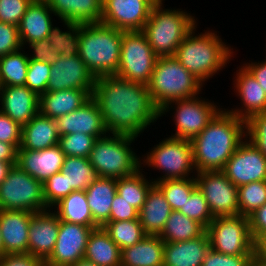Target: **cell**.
<instances>
[{"mask_svg": "<svg viewBox=\"0 0 266 266\" xmlns=\"http://www.w3.org/2000/svg\"><path fill=\"white\" fill-rule=\"evenodd\" d=\"M244 67L252 74V76L266 93V61L261 63L252 62V64H246Z\"/></svg>", "mask_w": 266, "mask_h": 266, "instance_id": "55", "label": "cell"}, {"mask_svg": "<svg viewBox=\"0 0 266 266\" xmlns=\"http://www.w3.org/2000/svg\"><path fill=\"white\" fill-rule=\"evenodd\" d=\"M22 49L18 27L0 22V57Z\"/></svg>", "mask_w": 266, "mask_h": 266, "instance_id": "48", "label": "cell"}, {"mask_svg": "<svg viewBox=\"0 0 266 266\" xmlns=\"http://www.w3.org/2000/svg\"><path fill=\"white\" fill-rule=\"evenodd\" d=\"M157 59L142 31H123L119 68L115 75L147 86Z\"/></svg>", "mask_w": 266, "mask_h": 266, "instance_id": "9", "label": "cell"}, {"mask_svg": "<svg viewBox=\"0 0 266 266\" xmlns=\"http://www.w3.org/2000/svg\"><path fill=\"white\" fill-rule=\"evenodd\" d=\"M196 173L197 188L208 202L214 218L239 215L238 187L221 170Z\"/></svg>", "mask_w": 266, "mask_h": 266, "instance_id": "12", "label": "cell"}, {"mask_svg": "<svg viewBox=\"0 0 266 266\" xmlns=\"http://www.w3.org/2000/svg\"><path fill=\"white\" fill-rule=\"evenodd\" d=\"M123 31L100 23L80 24L78 55L95 78L119 68Z\"/></svg>", "mask_w": 266, "mask_h": 266, "instance_id": "3", "label": "cell"}, {"mask_svg": "<svg viewBox=\"0 0 266 266\" xmlns=\"http://www.w3.org/2000/svg\"><path fill=\"white\" fill-rule=\"evenodd\" d=\"M50 13L54 14L48 2L32 1L17 26L22 47L47 38L53 26Z\"/></svg>", "mask_w": 266, "mask_h": 266, "instance_id": "26", "label": "cell"}, {"mask_svg": "<svg viewBox=\"0 0 266 266\" xmlns=\"http://www.w3.org/2000/svg\"><path fill=\"white\" fill-rule=\"evenodd\" d=\"M96 138L85 133L61 135L59 146L65 156L89 158Z\"/></svg>", "mask_w": 266, "mask_h": 266, "instance_id": "42", "label": "cell"}, {"mask_svg": "<svg viewBox=\"0 0 266 266\" xmlns=\"http://www.w3.org/2000/svg\"><path fill=\"white\" fill-rule=\"evenodd\" d=\"M103 0H49L48 5L62 21L100 23Z\"/></svg>", "mask_w": 266, "mask_h": 266, "instance_id": "29", "label": "cell"}, {"mask_svg": "<svg viewBox=\"0 0 266 266\" xmlns=\"http://www.w3.org/2000/svg\"><path fill=\"white\" fill-rule=\"evenodd\" d=\"M92 97L97 101L107 132L137 138L160 117L149 89L117 75L96 78Z\"/></svg>", "mask_w": 266, "mask_h": 266, "instance_id": "1", "label": "cell"}, {"mask_svg": "<svg viewBox=\"0 0 266 266\" xmlns=\"http://www.w3.org/2000/svg\"><path fill=\"white\" fill-rule=\"evenodd\" d=\"M34 213L0 209V233L5 254L28 253L29 222Z\"/></svg>", "mask_w": 266, "mask_h": 266, "instance_id": "20", "label": "cell"}, {"mask_svg": "<svg viewBox=\"0 0 266 266\" xmlns=\"http://www.w3.org/2000/svg\"><path fill=\"white\" fill-rule=\"evenodd\" d=\"M205 232L202 224L180 211L172 210L159 237L164 242H179L198 238Z\"/></svg>", "mask_w": 266, "mask_h": 266, "instance_id": "35", "label": "cell"}, {"mask_svg": "<svg viewBox=\"0 0 266 266\" xmlns=\"http://www.w3.org/2000/svg\"><path fill=\"white\" fill-rule=\"evenodd\" d=\"M97 227L100 226L60 221L56 244L51 255L44 261L45 266H72L84 258L89 236Z\"/></svg>", "mask_w": 266, "mask_h": 266, "instance_id": "13", "label": "cell"}, {"mask_svg": "<svg viewBox=\"0 0 266 266\" xmlns=\"http://www.w3.org/2000/svg\"><path fill=\"white\" fill-rule=\"evenodd\" d=\"M68 27V32H62L58 27H51L47 36L49 44L56 49V52L63 57L78 55L80 39V23L63 21Z\"/></svg>", "mask_w": 266, "mask_h": 266, "instance_id": "40", "label": "cell"}, {"mask_svg": "<svg viewBox=\"0 0 266 266\" xmlns=\"http://www.w3.org/2000/svg\"><path fill=\"white\" fill-rule=\"evenodd\" d=\"M248 266H266V261L257 253L253 255Z\"/></svg>", "mask_w": 266, "mask_h": 266, "instance_id": "59", "label": "cell"}, {"mask_svg": "<svg viewBox=\"0 0 266 266\" xmlns=\"http://www.w3.org/2000/svg\"><path fill=\"white\" fill-rule=\"evenodd\" d=\"M112 136L104 135L95 140L89 155L91 165L102 178L117 180L135 174L141 165L140 159L129 147L135 138L115 134Z\"/></svg>", "mask_w": 266, "mask_h": 266, "instance_id": "7", "label": "cell"}, {"mask_svg": "<svg viewBox=\"0 0 266 266\" xmlns=\"http://www.w3.org/2000/svg\"><path fill=\"white\" fill-rule=\"evenodd\" d=\"M54 206L55 208L58 206L56 214L60 221L84 226H99L93 220L86 198V192L83 190L72 191Z\"/></svg>", "mask_w": 266, "mask_h": 266, "instance_id": "33", "label": "cell"}, {"mask_svg": "<svg viewBox=\"0 0 266 266\" xmlns=\"http://www.w3.org/2000/svg\"><path fill=\"white\" fill-rule=\"evenodd\" d=\"M22 127L0 110V141L20 147Z\"/></svg>", "mask_w": 266, "mask_h": 266, "instance_id": "50", "label": "cell"}, {"mask_svg": "<svg viewBox=\"0 0 266 266\" xmlns=\"http://www.w3.org/2000/svg\"><path fill=\"white\" fill-rule=\"evenodd\" d=\"M19 51L0 57V82L2 87L25 85L30 59L28 54Z\"/></svg>", "mask_w": 266, "mask_h": 266, "instance_id": "37", "label": "cell"}, {"mask_svg": "<svg viewBox=\"0 0 266 266\" xmlns=\"http://www.w3.org/2000/svg\"><path fill=\"white\" fill-rule=\"evenodd\" d=\"M60 134L55 119L40 112L22 127L19 149L43 150L59 144Z\"/></svg>", "mask_w": 266, "mask_h": 266, "instance_id": "24", "label": "cell"}, {"mask_svg": "<svg viewBox=\"0 0 266 266\" xmlns=\"http://www.w3.org/2000/svg\"><path fill=\"white\" fill-rule=\"evenodd\" d=\"M50 70L49 63L29 60L25 86L40 97L47 92Z\"/></svg>", "mask_w": 266, "mask_h": 266, "instance_id": "44", "label": "cell"}, {"mask_svg": "<svg viewBox=\"0 0 266 266\" xmlns=\"http://www.w3.org/2000/svg\"><path fill=\"white\" fill-rule=\"evenodd\" d=\"M153 5L161 3L163 0H149Z\"/></svg>", "mask_w": 266, "mask_h": 266, "instance_id": "62", "label": "cell"}, {"mask_svg": "<svg viewBox=\"0 0 266 266\" xmlns=\"http://www.w3.org/2000/svg\"><path fill=\"white\" fill-rule=\"evenodd\" d=\"M210 248L207 232L191 240L164 242L163 266H202Z\"/></svg>", "mask_w": 266, "mask_h": 266, "instance_id": "23", "label": "cell"}, {"mask_svg": "<svg viewBox=\"0 0 266 266\" xmlns=\"http://www.w3.org/2000/svg\"><path fill=\"white\" fill-rule=\"evenodd\" d=\"M48 210L36 212L29 222L28 253L45 261L56 244L60 219Z\"/></svg>", "mask_w": 266, "mask_h": 266, "instance_id": "19", "label": "cell"}, {"mask_svg": "<svg viewBox=\"0 0 266 266\" xmlns=\"http://www.w3.org/2000/svg\"><path fill=\"white\" fill-rule=\"evenodd\" d=\"M117 180L99 177L86 192V198L93 220L102 227L110 219Z\"/></svg>", "mask_w": 266, "mask_h": 266, "instance_id": "31", "label": "cell"}, {"mask_svg": "<svg viewBox=\"0 0 266 266\" xmlns=\"http://www.w3.org/2000/svg\"><path fill=\"white\" fill-rule=\"evenodd\" d=\"M0 100V110L21 127L39 113V96L25 85L3 86Z\"/></svg>", "mask_w": 266, "mask_h": 266, "instance_id": "22", "label": "cell"}, {"mask_svg": "<svg viewBox=\"0 0 266 266\" xmlns=\"http://www.w3.org/2000/svg\"><path fill=\"white\" fill-rule=\"evenodd\" d=\"M120 256V248L111 240L104 228H94L89 236L84 258L97 266H121Z\"/></svg>", "mask_w": 266, "mask_h": 266, "instance_id": "32", "label": "cell"}, {"mask_svg": "<svg viewBox=\"0 0 266 266\" xmlns=\"http://www.w3.org/2000/svg\"><path fill=\"white\" fill-rule=\"evenodd\" d=\"M236 75L235 87L245 109L234 111L232 109L228 112L247 121L251 116L266 111V93L244 66L239 69Z\"/></svg>", "mask_w": 266, "mask_h": 266, "instance_id": "25", "label": "cell"}, {"mask_svg": "<svg viewBox=\"0 0 266 266\" xmlns=\"http://www.w3.org/2000/svg\"><path fill=\"white\" fill-rule=\"evenodd\" d=\"M0 161L16 165L17 149L12 144L0 141Z\"/></svg>", "mask_w": 266, "mask_h": 266, "instance_id": "56", "label": "cell"}, {"mask_svg": "<svg viewBox=\"0 0 266 266\" xmlns=\"http://www.w3.org/2000/svg\"><path fill=\"white\" fill-rule=\"evenodd\" d=\"M139 169L135 174L117 179L116 192L138 211L142 208L148 191L155 184L148 182Z\"/></svg>", "mask_w": 266, "mask_h": 266, "instance_id": "36", "label": "cell"}, {"mask_svg": "<svg viewBox=\"0 0 266 266\" xmlns=\"http://www.w3.org/2000/svg\"><path fill=\"white\" fill-rule=\"evenodd\" d=\"M0 266H45V264L42 259L29 253H17L0 257Z\"/></svg>", "mask_w": 266, "mask_h": 266, "instance_id": "54", "label": "cell"}, {"mask_svg": "<svg viewBox=\"0 0 266 266\" xmlns=\"http://www.w3.org/2000/svg\"><path fill=\"white\" fill-rule=\"evenodd\" d=\"M250 234L257 244L266 235V203L248 216Z\"/></svg>", "mask_w": 266, "mask_h": 266, "instance_id": "53", "label": "cell"}, {"mask_svg": "<svg viewBox=\"0 0 266 266\" xmlns=\"http://www.w3.org/2000/svg\"><path fill=\"white\" fill-rule=\"evenodd\" d=\"M30 47L33 49V56H29L30 60L34 61H43L49 63L50 65L54 64L60 55L56 52V49L49 44L47 38L29 43Z\"/></svg>", "mask_w": 266, "mask_h": 266, "instance_id": "52", "label": "cell"}, {"mask_svg": "<svg viewBox=\"0 0 266 266\" xmlns=\"http://www.w3.org/2000/svg\"><path fill=\"white\" fill-rule=\"evenodd\" d=\"M4 255V247L2 244V237H1V233H0V257H2Z\"/></svg>", "mask_w": 266, "mask_h": 266, "instance_id": "61", "label": "cell"}, {"mask_svg": "<svg viewBox=\"0 0 266 266\" xmlns=\"http://www.w3.org/2000/svg\"><path fill=\"white\" fill-rule=\"evenodd\" d=\"M72 266H97V265L92 261L82 258L78 260L76 263H74Z\"/></svg>", "mask_w": 266, "mask_h": 266, "instance_id": "60", "label": "cell"}, {"mask_svg": "<svg viewBox=\"0 0 266 266\" xmlns=\"http://www.w3.org/2000/svg\"><path fill=\"white\" fill-rule=\"evenodd\" d=\"M33 1L48 2L49 0H33Z\"/></svg>", "mask_w": 266, "mask_h": 266, "instance_id": "63", "label": "cell"}, {"mask_svg": "<svg viewBox=\"0 0 266 266\" xmlns=\"http://www.w3.org/2000/svg\"><path fill=\"white\" fill-rule=\"evenodd\" d=\"M194 29L185 36L174 57L203 83L225 66L233 52L215 33L194 36Z\"/></svg>", "mask_w": 266, "mask_h": 266, "instance_id": "4", "label": "cell"}, {"mask_svg": "<svg viewBox=\"0 0 266 266\" xmlns=\"http://www.w3.org/2000/svg\"><path fill=\"white\" fill-rule=\"evenodd\" d=\"M147 155L144 162L148 166L165 172L157 181L188 178L189 172L195 168L190 140L171 136L159 143Z\"/></svg>", "mask_w": 266, "mask_h": 266, "instance_id": "11", "label": "cell"}, {"mask_svg": "<svg viewBox=\"0 0 266 266\" xmlns=\"http://www.w3.org/2000/svg\"><path fill=\"white\" fill-rule=\"evenodd\" d=\"M47 208L43 183L14 165L0 184V209L36 213Z\"/></svg>", "mask_w": 266, "mask_h": 266, "instance_id": "8", "label": "cell"}, {"mask_svg": "<svg viewBox=\"0 0 266 266\" xmlns=\"http://www.w3.org/2000/svg\"><path fill=\"white\" fill-rule=\"evenodd\" d=\"M138 214L139 211L137 209L116 193L112 202L110 219L107 222L138 219Z\"/></svg>", "mask_w": 266, "mask_h": 266, "instance_id": "51", "label": "cell"}, {"mask_svg": "<svg viewBox=\"0 0 266 266\" xmlns=\"http://www.w3.org/2000/svg\"><path fill=\"white\" fill-rule=\"evenodd\" d=\"M172 209L162 191L154 184L139 210L138 218L146 235H160Z\"/></svg>", "mask_w": 266, "mask_h": 266, "instance_id": "28", "label": "cell"}, {"mask_svg": "<svg viewBox=\"0 0 266 266\" xmlns=\"http://www.w3.org/2000/svg\"><path fill=\"white\" fill-rule=\"evenodd\" d=\"M252 257L253 255H227L210 248L202 266H248Z\"/></svg>", "mask_w": 266, "mask_h": 266, "instance_id": "49", "label": "cell"}, {"mask_svg": "<svg viewBox=\"0 0 266 266\" xmlns=\"http://www.w3.org/2000/svg\"><path fill=\"white\" fill-rule=\"evenodd\" d=\"M162 191L172 210L179 211L189 200L192 191L197 187L195 178L166 179L153 181Z\"/></svg>", "mask_w": 266, "mask_h": 266, "instance_id": "39", "label": "cell"}, {"mask_svg": "<svg viewBox=\"0 0 266 266\" xmlns=\"http://www.w3.org/2000/svg\"><path fill=\"white\" fill-rule=\"evenodd\" d=\"M179 211L190 219L199 222L205 228L208 227L214 218L208 206V202L197 187L192 191L189 200L186 201L183 208Z\"/></svg>", "mask_w": 266, "mask_h": 266, "instance_id": "43", "label": "cell"}, {"mask_svg": "<svg viewBox=\"0 0 266 266\" xmlns=\"http://www.w3.org/2000/svg\"><path fill=\"white\" fill-rule=\"evenodd\" d=\"M190 14L153 5L148 21L141 30L158 57L174 56L185 36L196 27Z\"/></svg>", "mask_w": 266, "mask_h": 266, "instance_id": "6", "label": "cell"}, {"mask_svg": "<svg viewBox=\"0 0 266 266\" xmlns=\"http://www.w3.org/2000/svg\"><path fill=\"white\" fill-rule=\"evenodd\" d=\"M266 203V181L251 182L238 187L239 215L248 217Z\"/></svg>", "mask_w": 266, "mask_h": 266, "instance_id": "41", "label": "cell"}, {"mask_svg": "<svg viewBox=\"0 0 266 266\" xmlns=\"http://www.w3.org/2000/svg\"><path fill=\"white\" fill-rule=\"evenodd\" d=\"M164 241L146 235L140 242L121 250V266H163Z\"/></svg>", "mask_w": 266, "mask_h": 266, "instance_id": "30", "label": "cell"}, {"mask_svg": "<svg viewBox=\"0 0 266 266\" xmlns=\"http://www.w3.org/2000/svg\"><path fill=\"white\" fill-rule=\"evenodd\" d=\"M243 129H246V121L221 110L204 130L191 140L195 170H222L243 142L242 138L246 135Z\"/></svg>", "mask_w": 266, "mask_h": 266, "instance_id": "2", "label": "cell"}, {"mask_svg": "<svg viewBox=\"0 0 266 266\" xmlns=\"http://www.w3.org/2000/svg\"><path fill=\"white\" fill-rule=\"evenodd\" d=\"M33 0H0V22L18 26Z\"/></svg>", "mask_w": 266, "mask_h": 266, "instance_id": "47", "label": "cell"}, {"mask_svg": "<svg viewBox=\"0 0 266 266\" xmlns=\"http://www.w3.org/2000/svg\"><path fill=\"white\" fill-rule=\"evenodd\" d=\"M256 253L266 261V235L256 244Z\"/></svg>", "mask_w": 266, "mask_h": 266, "instance_id": "58", "label": "cell"}, {"mask_svg": "<svg viewBox=\"0 0 266 266\" xmlns=\"http://www.w3.org/2000/svg\"><path fill=\"white\" fill-rule=\"evenodd\" d=\"M152 7L149 0H103L101 23L124 32L141 31Z\"/></svg>", "mask_w": 266, "mask_h": 266, "instance_id": "14", "label": "cell"}, {"mask_svg": "<svg viewBox=\"0 0 266 266\" xmlns=\"http://www.w3.org/2000/svg\"><path fill=\"white\" fill-rule=\"evenodd\" d=\"M12 167L13 165L11 163L0 161V184L6 179Z\"/></svg>", "mask_w": 266, "mask_h": 266, "instance_id": "57", "label": "cell"}, {"mask_svg": "<svg viewBox=\"0 0 266 266\" xmlns=\"http://www.w3.org/2000/svg\"><path fill=\"white\" fill-rule=\"evenodd\" d=\"M102 227L120 250L133 246L146 236L139 218L126 221L106 222Z\"/></svg>", "mask_w": 266, "mask_h": 266, "instance_id": "38", "label": "cell"}, {"mask_svg": "<svg viewBox=\"0 0 266 266\" xmlns=\"http://www.w3.org/2000/svg\"><path fill=\"white\" fill-rule=\"evenodd\" d=\"M43 195L48 208L67 196V182L61 171L50 176L43 183Z\"/></svg>", "mask_w": 266, "mask_h": 266, "instance_id": "46", "label": "cell"}, {"mask_svg": "<svg viewBox=\"0 0 266 266\" xmlns=\"http://www.w3.org/2000/svg\"><path fill=\"white\" fill-rule=\"evenodd\" d=\"M237 187L266 181V157L249 141L242 142L221 170Z\"/></svg>", "mask_w": 266, "mask_h": 266, "instance_id": "15", "label": "cell"}, {"mask_svg": "<svg viewBox=\"0 0 266 266\" xmlns=\"http://www.w3.org/2000/svg\"><path fill=\"white\" fill-rule=\"evenodd\" d=\"M147 87L161 117L173 101L195 97L202 83L174 56H167L158 57Z\"/></svg>", "mask_w": 266, "mask_h": 266, "instance_id": "5", "label": "cell"}, {"mask_svg": "<svg viewBox=\"0 0 266 266\" xmlns=\"http://www.w3.org/2000/svg\"><path fill=\"white\" fill-rule=\"evenodd\" d=\"M61 172L67 182V196L76 190L85 191L98 178V173L91 165L89 158L66 156Z\"/></svg>", "mask_w": 266, "mask_h": 266, "instance_id": "34", "label": "cell"}, {"mask_svg": "<svg viewBox=\"0 0 266 266\" xmlns=\"http://www.w3.org/2000/svg\"><path fill=\"white\" fill-rule=\"evenodd\" d=\"M96 78L89 71L79 55L72 57L60 56L51 65L47 92L64 89H82L93 95Z\"/></svg>", "mask_w": 266, "mask_h": 266, "instance_id": "17", "label": "cell"}, {"mask_svg": "<svg viewBox=\"0 0 266 266\" xmlns=\"http://www.w3.org/2000/svg\"><path fill=\"white\" fill-rule=\"evenodd\" d=\"M91 97L92 95L88 91L82 89L45 92L39 97V112L43 116L56 120L58 117L78 109Z\"/></svg>", "mask_w": 266, "mask_h": 266, "instance_id": "27", "label": "cell"}, {"mask_svg": "<svg viewBox=\"0 0 266 266\" xmlns=\"http://www.w3.org/2000/svg\"><path fill=\"white\" fill-rule=\"evenodd\" d=\"M210 247L227 255H254L248 217L242 215L215 217L206 228Z\"/></svg>", "mask_w": 266, "mask_h": 266, "instance_id": "10", "label": "cell"}, {"mask_svg": "<svg viewBox=\"0 0 266 266\" xmlns=\"http://www.w3.org/2000/svg\"><path fill=\"white\" fill-rule=\"evenodd\" d=\"M173 103L178 106L174 115L177 130L172 137L190 141L201 133L221 111L214 104L199 100L196 96L173 101Z\"/></svg>", "mask_w": 266, "mask_h": 266, "instance_id": "16", "label": "cell"}, {"mask_svg": "<svg viewBox=\"0 0 266 266\" xmlns=\"http://www.w3.org/2000/svg\"><path fill=\"white\" fill-rule=\"evenodd\" d=\"M246 137L266 157V111L251 116L246 121Z\"/></svg>", "mask_w": 266, "mask_h": 266, "instance_id": "45", "label": "cell"}, {"mask_svg": "<svg viewBox=\"0 0 266 266\" xmlns=\"http://www.w3.org/2000/svg\"><path fill=\"white\" fill-rule=\"evenodd\" d=\"M65 157L59 145L38 151L18 149L16 164L44 183L50 176L61 171Z\"/></svg>", "mask_w": 266, "mask_h": 266, "instance_id": "21", "label": "cell"}, {"mask_svg": "<svg viewBox=\"0 0 266 266\" xmlns=\"http://www.w3.org/2000/svg\"><path fill=\"white\" fill-rule=\"evenodd\" d=\"M55 121L60 136L78 132L94 136L97 139L108 133L99 105L93 97L78 109L58 117Z\"/></svg>", "mask_w": 266, "mask_h": 266, "instance_id": "18", "label": "cell"}]
</instances>
